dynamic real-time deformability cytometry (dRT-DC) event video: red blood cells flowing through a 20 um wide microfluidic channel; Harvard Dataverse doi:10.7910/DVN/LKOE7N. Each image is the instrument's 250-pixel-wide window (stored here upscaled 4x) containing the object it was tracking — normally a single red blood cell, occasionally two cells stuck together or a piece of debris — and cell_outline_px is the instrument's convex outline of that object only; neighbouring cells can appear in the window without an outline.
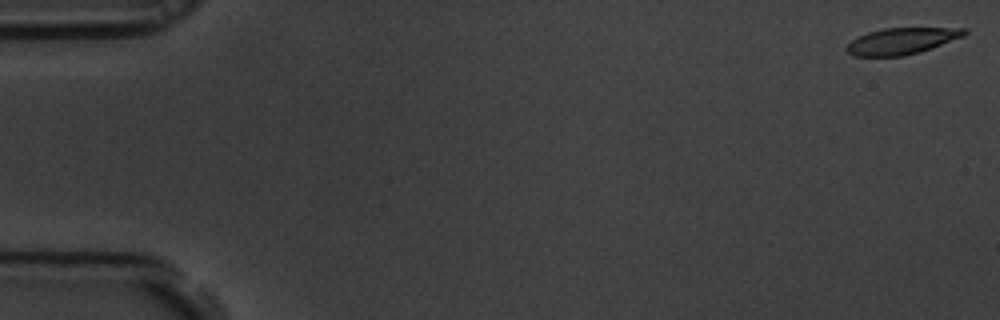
{"species": "common noctule bat (a hibernating species)", "species_latin": "Nyctalus noctula", "temperature_condition": "room temperature", "stored_images_in_passage": 59, "camera_frame_rate_fps": 3000, "um_per_image_px": 0.085, "animal": {"sex": "male", "body_mass_g": 19.5, "forearm_length_mm": 54.6}, "frame": {"image": 1, "passage_image": 1, "time_ms": 0.0, "image_size_px": [1000, 320], "cell_outline_px": [[968, 32], [964, 36], [932, 48], [920, 52], [904, 56], [852, 56], [844, 48], [852, 40], [868, 32], [884, 28], [968, 28]], "centroid_in_image_um": [76.66, 3.49], "position_along_channel_um": 8.3, "area_um2": 18.15}}
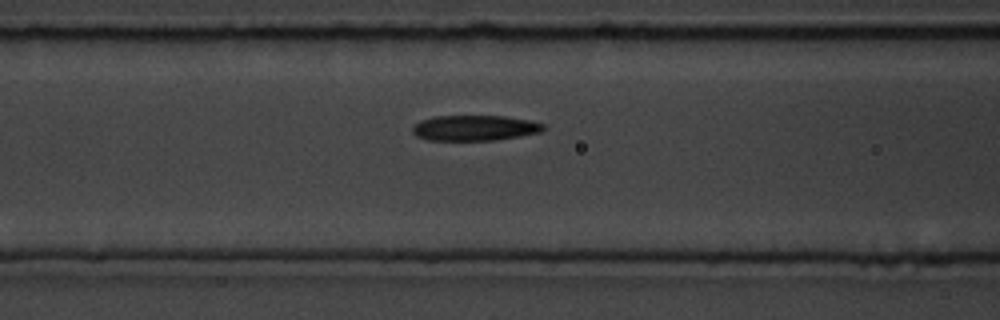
{"frame": {"image": 2, "passage_image": 24, "time_ms": 7.667, "image_size_px": [1000, 320], "cell_outline_px": [[544, 128], [540, 132], [520, 136], [496, 140], [428, 140], [416, 136], [412, 132], [412, 128], [420, 120], [436, 116], [504, 116], [528, 120], [544, 124]], "centroid_in_image_um": [40.32, 10.88], "position_along_channel_um": 126.3, "area_um2": 19.31}}
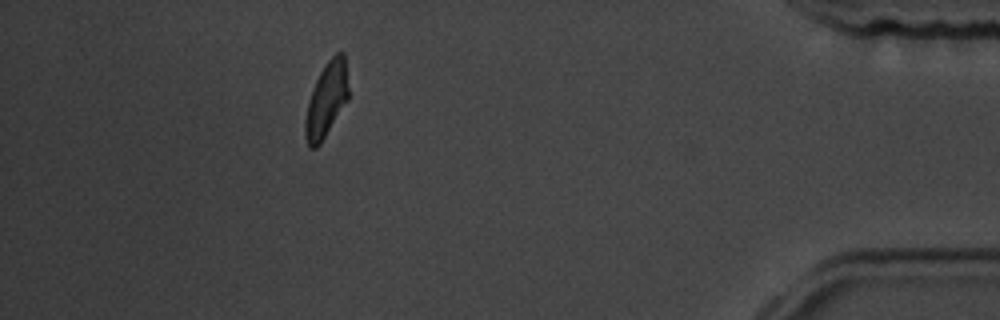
{"frame": {"image": 3, "passage_image": 53, "time_ms": 17.333, "image_size_px": [1000, 320], "cell_outline_px": [[348, 100], [320, 144], [316, 148], [308, 148], [304, 136], [304, 120], [308, 100], [312, 88], [320, 72], [328, 60], [336, 52], [344, 52], [348, 88]], "centroid_in_image_um": [27.72, 8.51], "position_along_channel_um": 407.5, "area_um2": 18.96}, "authors_computed_cell_mechanics": {"area_um2": 19.3052, "velocity_mm_per_s": 3.4502, "shape_relaxation_time_tau1_ms": 4.9418, "shape_relaxation_time_tau2_ms": 3.4587, "deformation_change_tau1": 0.1502, "deformation_change_tau2": 0.111}}